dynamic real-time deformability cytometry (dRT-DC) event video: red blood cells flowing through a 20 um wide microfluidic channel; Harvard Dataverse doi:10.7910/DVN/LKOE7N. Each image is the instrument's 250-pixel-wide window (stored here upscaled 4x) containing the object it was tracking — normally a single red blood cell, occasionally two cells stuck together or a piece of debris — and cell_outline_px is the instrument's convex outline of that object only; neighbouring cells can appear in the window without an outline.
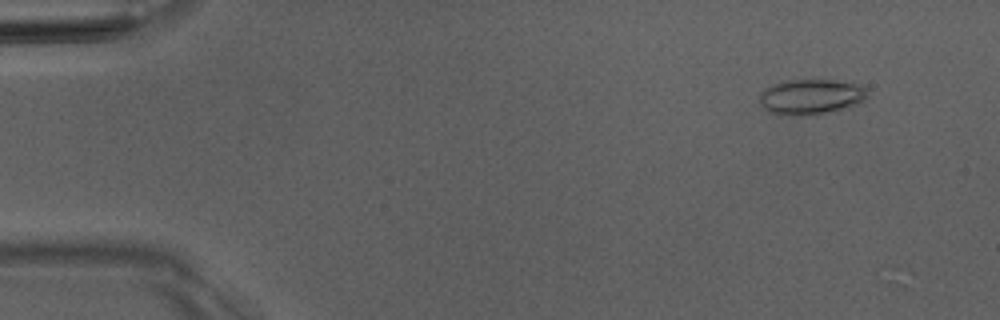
{"species": "Egyptian fruit bat (a non-hibernating species)", "species_latin": "Rousettus aegyptiacus", "temperature_condition": "room temperature", "stored_images_in_passage": 5, "camera_frame_rate_fps": 3000, "um_per_image_px": 0.085, "animal": {"sex": "male"}, "frame": {"image": 1, "passage_image": 2, "time_ms": 1.0, "image_size_px": [1000, 320], "cell_outline_px": [[868, 96], [864, 100], [840, 108], [824, 112], [804, 116], [780, 116], [768, 112], [760, 104], [760, 96], [764, 88], [772, 84], [788, 80], [836, 80], [856, 84], [864, 88]], "centroid_in_image_um": [68.83, 8.23], "position_along_channel_um": 16.2, "area_um2": 21.96}}